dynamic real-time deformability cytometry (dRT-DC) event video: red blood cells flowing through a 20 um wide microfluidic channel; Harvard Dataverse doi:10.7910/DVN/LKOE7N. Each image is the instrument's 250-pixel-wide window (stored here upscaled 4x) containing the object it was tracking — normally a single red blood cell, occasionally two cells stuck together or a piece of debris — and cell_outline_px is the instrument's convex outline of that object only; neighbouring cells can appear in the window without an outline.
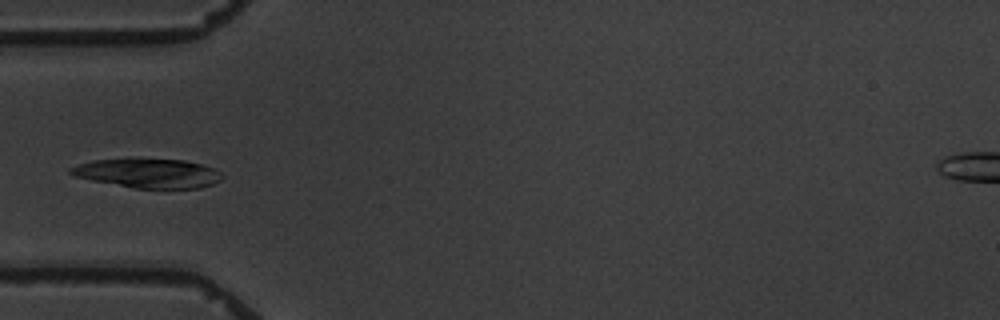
{"species": "common noctule bat (a hibernating species)", "species_latin": "Nyctalus noctula", "temperature_condition": "warm", "stored_images_in_passage": 5, "camera_frame_rate_fps": 3000, "um_per_image_px": 0.085, "animal": {"sex": "male", "body_mass_g": 19.5, "forearm_length_mm": 54.6}, "frame": {"image": 1, "passage_image": 5, "time_ms": 5.333, "image_size_px": [1000, 320], "cell_outline_px": [[224, 176], [220, 180], [212, 184], [200, 188], [132, 188], [72, 176], [68, 172], [68, 168], [92, 160], [132, 156], [184, 160], [200, 164], [212, 168], [220, 172]], "centroid_in_image_um": [12.52, 14.68], "position_along_channel_um": 72.5, "area_um2": 26.65}}